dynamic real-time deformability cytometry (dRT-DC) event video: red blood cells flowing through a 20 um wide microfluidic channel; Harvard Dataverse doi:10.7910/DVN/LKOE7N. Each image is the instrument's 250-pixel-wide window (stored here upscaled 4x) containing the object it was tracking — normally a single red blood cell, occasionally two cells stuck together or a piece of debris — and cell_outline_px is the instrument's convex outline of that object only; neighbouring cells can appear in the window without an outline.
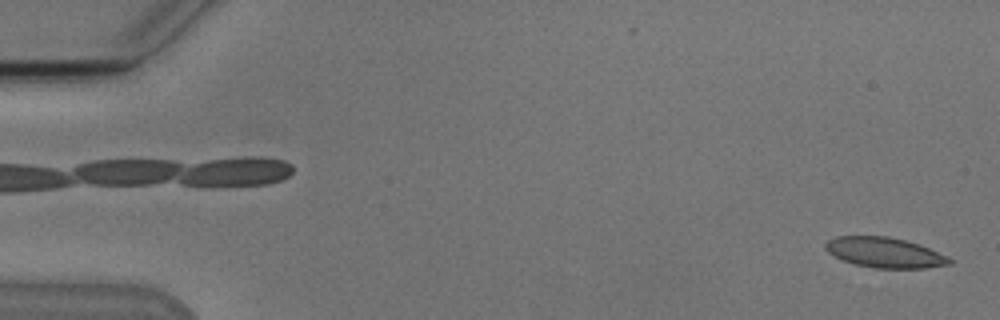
{"species": "Egyptian fruit bat (a non-hibernating species)", "species_latin": "Rousettus aegyptiacus", "temperature_condition": "cold", "stored_images_in_passage": 54, "camera_frame_rate_fps": 3000, "um_per_image_px": 0.085, "animal": {"sex": "male"}, "frame": {"image": 1, "passage_image": 1, "time_ms": 0.0, "image_size_px": [1000, 320], "cell_outline_px": [[952, 264], [924, 268], [872, 268], [856, 264], [832, 256], [824, 248], [824, 244], [828, 240], [836, 236], [888, 236], [920, 244], [948, 256], [952, 260]], "centroid_in_image_um": [75.19, 21.46], "position_along_channel_um": 9.8, "area_um2": 21.96}}
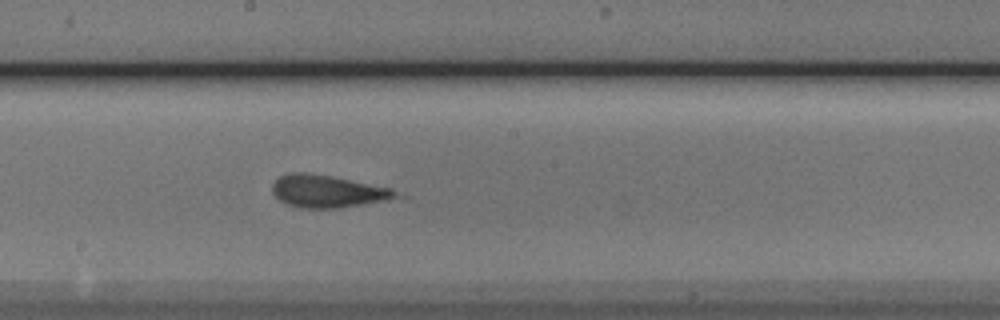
{"frame": {"image": 2, "passage_image": 29, "time_ms": 9.333, "image_size_px": [1000, 320], "cell_outline_px": [[408, 196], [388, 200], [364, 204], [336, 208], [300, 208], [288, 204], [280, 200], [272, 192], [272, 184], [280, 176], [292, 172], [304, 172], [332, 176], [392, 188]], "centroid_in_image_um": [27.92, 16.26], "position_along_channel_um": 220.3, "area_um2": 23.58}}
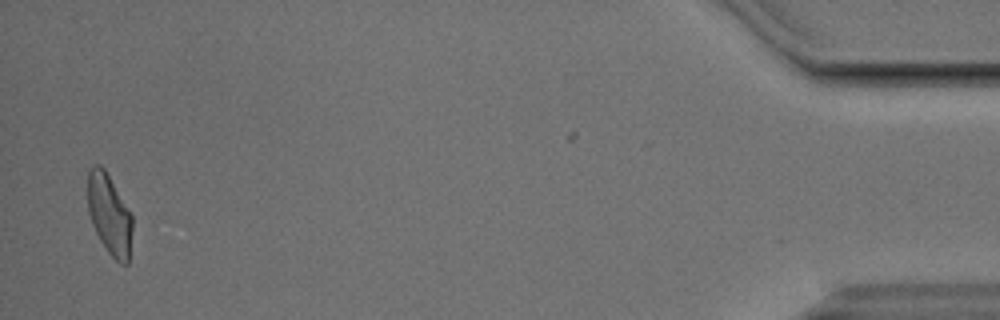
{"frame": {"image": 3, "passage_image": 52, "time_ms": 17.0, "image_size_px": [1000, 320], "cell_outline_px": [[132, 232], [128, 264], [120, 264], [108, 252], [100, 240], [92, 224], [88, 212], [88, 172], [92, 164], [100, 164], [104, 168], [132, 212]], "centroid_in_image_um": [9.31, 18.21], "position_along_channel_um": 425.9, "area_um2": 21.15}, "authors_computed_cell_mechanics": {"area_um2": 22.1663, "velocity_mm_per_s": 3.8086, "shape_relaxation_time_tau1_ms": null, "shape_relaxation_time_tau2_ms": 1.8158, "deformation_change_tau1": null, "deformation_change_tau2": 0.0954}}